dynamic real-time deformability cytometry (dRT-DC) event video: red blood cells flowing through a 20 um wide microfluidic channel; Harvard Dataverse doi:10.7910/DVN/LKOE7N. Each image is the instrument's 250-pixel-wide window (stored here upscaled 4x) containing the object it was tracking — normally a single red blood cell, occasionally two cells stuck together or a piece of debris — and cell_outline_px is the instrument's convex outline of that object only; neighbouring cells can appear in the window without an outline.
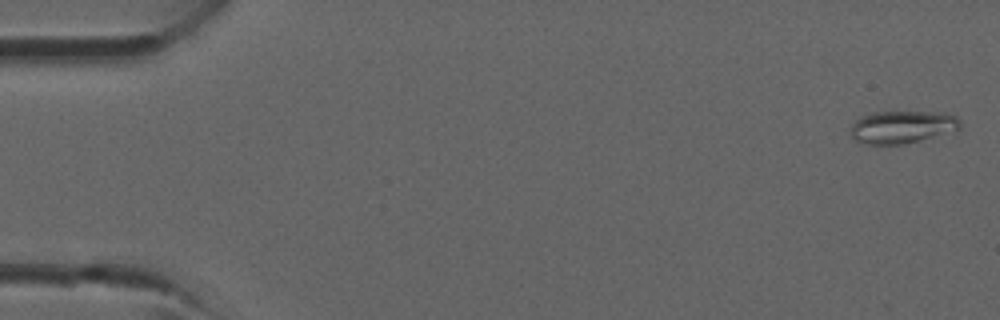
{"species": "common noctule bat (a hibernating species)", "species_latin": "Nyctalus noctula", "temperature_condition": "room temperature", "stored_images_in_passage": 12, "camera_frame_rate_fps": 3000, "um_per_image_px": 0.085, "animal": {"sex": "male", "forearm_length_mm": 52.5}, "frame": {"image": 1, "passage_image": 1, "time_ms": 0.0, "image_size_px": [1000, 320], "cell_outline_px": [[960, 128], [904, 144], [868, 144], [856, 140], [852, 136], [848, 128], [860, 116], [872, 112], [944, 112], [956, 116], [960, 120]], "centroid_in_image_um": [76.62, 10.77], "position_along_channel_um": 8.4, "area_um2": 20.58}}